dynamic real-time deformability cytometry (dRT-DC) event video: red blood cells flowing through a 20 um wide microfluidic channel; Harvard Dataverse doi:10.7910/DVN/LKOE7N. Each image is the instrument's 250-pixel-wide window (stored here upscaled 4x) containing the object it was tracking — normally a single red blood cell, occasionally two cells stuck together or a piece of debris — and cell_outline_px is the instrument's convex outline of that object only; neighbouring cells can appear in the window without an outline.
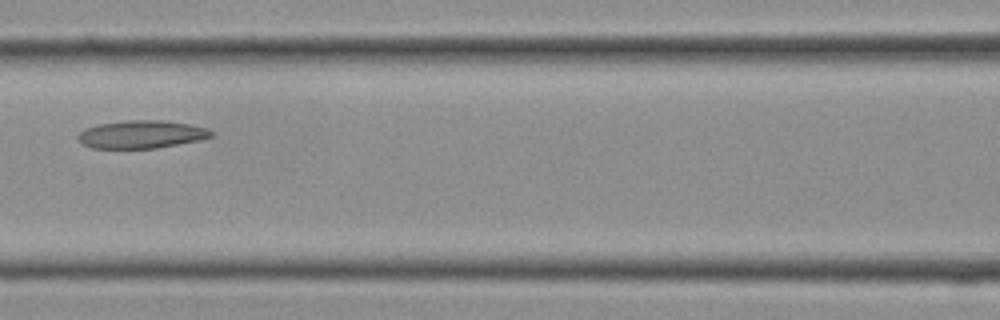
{"species": "Egyptian fruit bat (a non-hibernating species)", "species_latin": "Rousettus aegyptiacus", "temperature_condition": "cold", "stored_images_in_passage": 11, "camera_frame_rate_fps": 3000, "um_per_image_px": 0.085, "frame": {"image": 1, "passage_image": 10, "time_ms": 3.0, "image_size_px": [1000, 320], "cell_outline_px": [[216, 136], [200, 140], [156, 148], [92, 148], [84, 144], [76, 136], [84, 128], [96, 124], [128, 120], [160, 120], [188, 124], [204, 128], [212, 132]], "centroid_in_image_um": [12.0, 11.42], "position_along_channel_um": 154.6, "area_um2": 21.56}}